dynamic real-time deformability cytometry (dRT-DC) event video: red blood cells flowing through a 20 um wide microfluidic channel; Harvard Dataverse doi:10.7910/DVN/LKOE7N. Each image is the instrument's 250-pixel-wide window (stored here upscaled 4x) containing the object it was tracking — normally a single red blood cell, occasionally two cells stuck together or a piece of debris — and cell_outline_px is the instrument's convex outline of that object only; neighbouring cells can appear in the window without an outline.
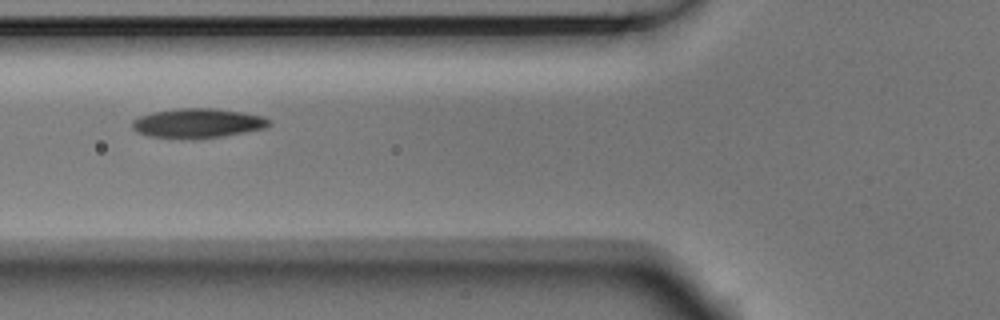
{"species": "Egyptian fruit bat (a non-hibernating species)", "species_latin": "Rousettus aegyptiacus", "temperature_condition": "room temperature", "stored_images_in_passage": 7, "camera_frame_rate_fps": 3000, "um_per_image_px": 0.085, "animal": {"sex": "male"}, "frame": {"image": 1, "passage_image": 5, "time_ms": 1.333, "image_size_px": [1000, 320], "cell_outline_px": [[272, 124], [264, 128], [244, 132], [220, 136], [192, 140], [148, 136], [136, 132], [132, 128], [132, 120], [140, 116], [152, 112], [180, 108], [212, 108], [244, 112], [264, 116], [272, 120]], "centroid_in_image_um": [16.8, 10.47], "position_along_channel_um": 109.0, "area_um2": 23.81}}
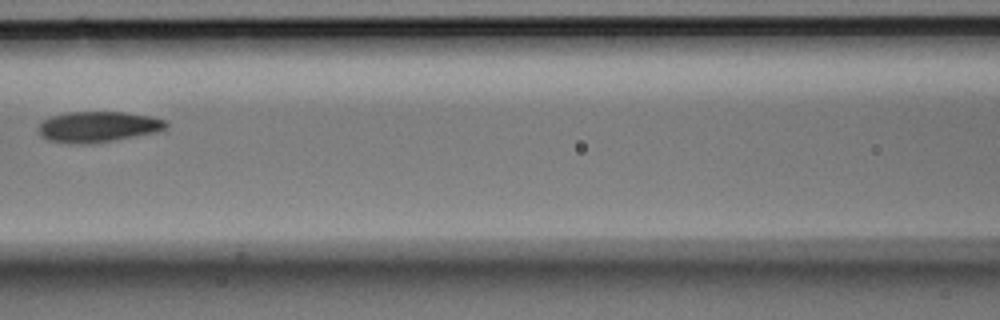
{"frame": {"image": 2, "passage_image": 6, "time_ms": 1.667, "image_size_px": [1000, 320], "cell_outline_px": [[168, 124], [164, 128], [156, 132], [112, 140], [88, 144], [68, 144], [48, 140], [40, 136], [36, 128], [44, 120], [52, 116], [68, 112], [124, 112], [148, 116], [164, 120]], "centroid_in_image_um": [8.25, 10.78], "position_along_channel_um": 158.4, "area_um2": 22.72}}
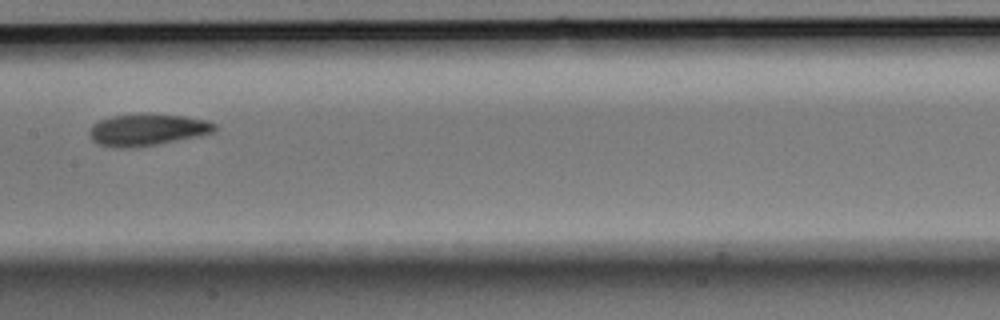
{"frame": {"image": 3, "passage_image": 7, "time_ms": 2.0, "image_size_px": [1000, 320], "cell_outline_px": [[216, 128], [212, 132], [200, 136], [156, 144], [132, 148], [112, 148], [100, 144], [92, 140], [92, 124], [100, 120], [112, 116], [140, 112], [148, 112], [184, 116], [208, 120], [216, 124]], "centroid_in_image_um": [12.55, 11.0], "position_along_channel_um": 194.9, "area_um2": 23.47}}